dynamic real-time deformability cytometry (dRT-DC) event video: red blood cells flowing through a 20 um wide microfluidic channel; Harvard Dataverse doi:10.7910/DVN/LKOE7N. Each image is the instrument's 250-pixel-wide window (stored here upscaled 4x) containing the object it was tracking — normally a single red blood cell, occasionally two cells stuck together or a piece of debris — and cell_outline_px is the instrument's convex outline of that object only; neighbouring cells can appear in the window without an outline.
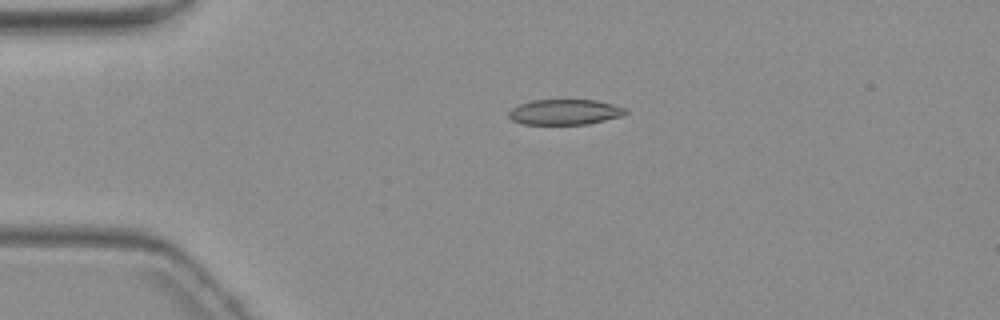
{"species": "common noctule bat (a hibernating species)", "species_latin": "Nyctalus noctula", "temperature_condition": "warm", "stored_images_in_passage": 5, "segment_of_instrument_passage": [1, 2], "camera_frame_rate_fps": 3000, "um_per_image_px": 0.085, "animal": {"sex": "female", "body_mass_g": 19.3, "forearm_length_mm": 54.1}, "frame": {"image": 1, "passage_image": 3, "time_ms": 3.333, "image_size_px": [1000, 320], "cell_outline_px": [[628, 112], [624, 116], [588, 124], [524, 124], [512, 120], [508, 116], [508, 112], [512, 108], [520, 104], [532, 100], [596, 100], [612, 104], [624, 108]], "centroid_in_image_um": [48.02, 9.52], "position_along_channel_um": 37.0, "area_um2": 17.28}}